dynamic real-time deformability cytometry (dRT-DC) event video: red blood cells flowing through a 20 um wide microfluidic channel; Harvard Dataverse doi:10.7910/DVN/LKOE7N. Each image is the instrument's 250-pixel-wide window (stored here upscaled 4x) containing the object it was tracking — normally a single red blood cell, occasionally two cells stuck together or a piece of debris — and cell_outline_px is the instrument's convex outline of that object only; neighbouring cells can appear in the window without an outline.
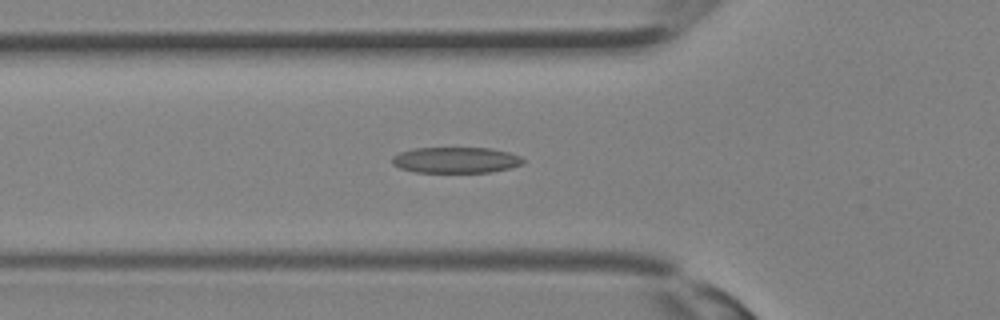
{"species": "Egyptian fruit bat (a non-hibernating species)", "species_latin": "Rousettus aegyptiacus", "temperature_condition": "room temperature", "stored_images_in_passage": 33, "camera_frame_rate_fps": 3000, "um_per_image_px": 0.085, "animal": {"sex": "female"}, "frame": {"image": 1, "passage_image": 11, "time_ms": 3.333, "image_size_px": [1000, 320], "cell_outline_px": [[524, 164], [492, 172], [416, 172], [400, 168], [392, 164], [392, 156], [400, 152], [412, 148], [492, 148], [508, 152], [520, 156], [524, 160]], "centroid_in_image_um": [38.74, 13.6], "position_along_channel_um": 87.1, "area_um2": 19.83}}
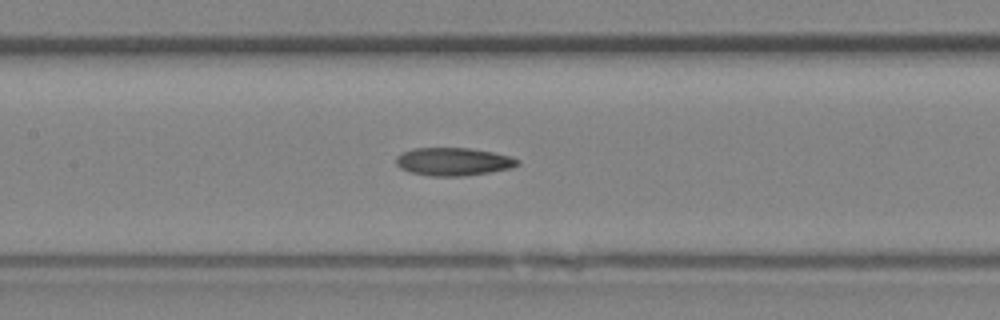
{"frame": {"image": 2, "passage_image": 15, "time_ms": 4.667, "image_size_px": [1000, 320], "cell_outline_px": [[520, 164], [512, 168], [488, 172], [460, 176], [432, 176], [408, 172], [400, 168], [396, 164], [396, 156], [412, 148], [468, 148], [492, 152], [508, 156], [520, 160]], "centroid_in_image_um": [38.51, 13.74], "position_along_channel_um": 168.9, "area_um2": 19.71}}
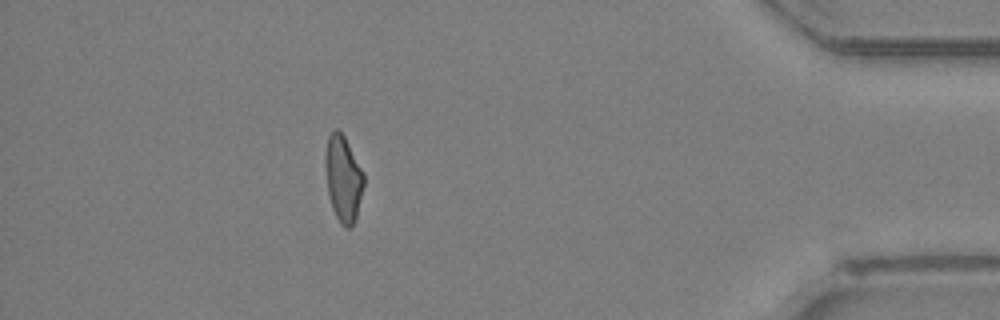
{"frame": {"image": 3, "passage_image": 29, "time_ms": 9.333, "image_size_px": [1000, 320], "cell_outline_px": [[364, 184], [356, 216], [352, 228], [344, 228], [340, 224], [332, 208], [328, 192], [324, 164], [324, 160], [328, 136], [336, 128], [344, 136], [364, 172]], "centroid_in_image_um": [29.17, 15.2], "position_along_channel_um": 406.0, "area_um2": 19.31}}